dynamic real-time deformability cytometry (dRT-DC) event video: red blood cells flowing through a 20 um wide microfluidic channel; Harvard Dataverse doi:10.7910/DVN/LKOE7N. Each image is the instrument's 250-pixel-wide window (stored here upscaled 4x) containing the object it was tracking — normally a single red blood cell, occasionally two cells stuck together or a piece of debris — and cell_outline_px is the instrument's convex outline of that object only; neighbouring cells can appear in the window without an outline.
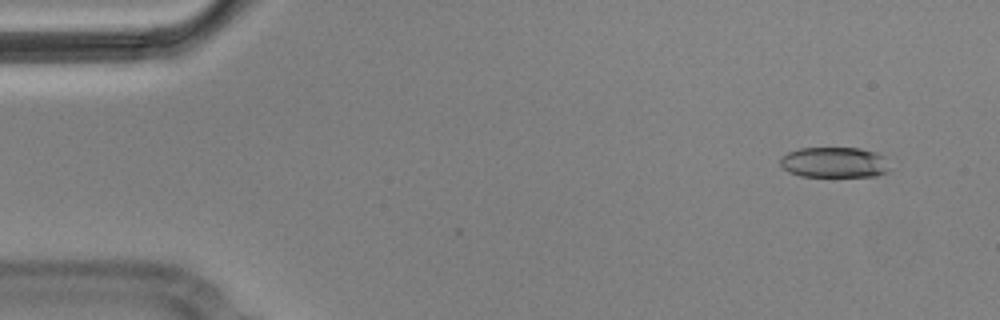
{"species": "Egyptian fruit bat (a non-hibernating species)", "species_latin": "Rousettus aegyptiacus", "temperature_condition": "cold", "stored_images_in_passage": 5, "camera_frame_rate_fps": 3000, "um_per_image_px": 0.085, "animal": {"sex": "male"}, "frame": {"image": 1, "passage_image": 2, "time_ms": 0.333, "image_size_px": [1000, 320], "cell_outline_px": [[888, 172], [876, 176], [800, 176], [788, 172], [780, 164], [780, 160], [788, 152], [800, 148], [860, 148], [876, 152], [884, 156], [888, 168]], "centroid_in_image_um": [70.92, 13.8], "position_along_channel_um": 14.1, "area_um2": 19.42}}